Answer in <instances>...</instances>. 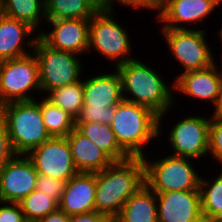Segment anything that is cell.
I'll return each mask as SVG.
<instances>
[{
	"mask_svg": "<svg viewBox=\"0 0 222 222\" xmlns=\"http://www.w3.org/2000/svg\"><path fill=\"white\" fill-rule=\"evenodd\" d=\"M144 59H133L116 67L122 80L123 100L151 109L159 116V139L164 135L162 124L176 105L174 83H166L159 70L147 65ZM165 78V79H164ZM175 105V106H174Z\"/></svg>",
	"mask_w": 222,
	"mask_h": 222,
	"instance_id": "6da1fadb",
	"label": "cell"
},
{
	"mask_svg": "<svg viewBox=\"0 0 222 222\" xmlns=\"http://www.w3.org/2000/svg\"><path fill=\"white\" fill-rule=\"evenodd\" d=\"M95 208L112 220L131 197L145 185V167L142 157L113 162L95 172Z\"/></svg>",
	"mask_w": 222,
	"mask_h": 222,
	"instance_id": "7a4b0ae2",
	"label": "cell"
},
{
	"mask_svg": "<svg viewBox=\"0 0 222 222\" xmlns=\"http://www.w3.org/2000/svg\"><path fill=\"white\" fill-rule=\"evenodd\" d=\"M110 127L117 143L130 157L151 155L147 153L148 146L156 139L160 141L159 116L136 103L122 100L116 106Z\"/></svg>",
	"mask_w": 222,
	"mask_h": 222,
	"instance_id": "3957f363",
	"label": "cell"
},
{
	"mask_svg": "<svg viewBox=\"0 0 222 222\" xmlns=\"http://www.w3.org/2000/svg\"><path fill=\"white\" fill-rule=\"evenodd\" d=\"M11 147L16 155H27L51 137L40 109V100L14 101L0 106Z\"/></svg>",
	"mask_w": 222,
	"mask_h": 222,
	"instance_id": "277c9868",
	"label": "cell"
},
{
	"mask_svg": "<svg viewBox=\"0 0 222 222\" xmlns=\"http://www.w3.org/2000/svg\"><path fill=\"white\" fill-rule=\"evenodd\" d=\"M114 11H97L89 21V52H96L98 55L109 60L111 67L138 58L134 57L130 31L115 15ZM127 30V31H126ZM113 62V63H112Z\"/></svg>",
	"mask_w": 222,
	"mask_h": 222,
	"instance_id": "5b68a950",
	"label": "cell"
},
{
	"mask_svg": "<svg viewBox=\"0 0 222 222\" xmlns=\"http://www.w3.org/2000/svg\"><path fill=\"white\" fill-rule=\"evenodd\" d=\"M164 153L166 156L161 155L163 157L160 156V158L157 156L158 159L154 156L147 157L148 155L142 157L145 184L153 192L199 190L200 178L203 174L196 169L198 167L194 166L193 159Z\"/></svg>",
	"mask_w": 222,
	"mask_h": 222,
	"instance_id": "8992f818",
	"label": "cell"
},
{
	"mask_svg": "<svg viewBox=\"0 0 222 222\" xmlns=\"http://www.w3.org/2000/svg\"><path fill=\"white\" fill-rule=\"evenodd\" d=\"M33 53L39 66L41 94L79 81L85 65L81 56L51 48L40 37L36 39ZM81 57V58H80Z\"/></svg>",
	"mask_w": 222,
	"mask_h": 222,
	"instance_id": "52a82bcc",
	"label": "cell"
},
{
	"mask_svg": "<svg viewBox=\"0 0 222 222\" xmlns=\"http://www.w3.org/2000/svg\"><path fill=\"white\" fill-rule=\"evenodd\" d=\"M163 40L167 44L172 58L176 60L183 74L188 71L206 69L219 60L216 59L211 44L208 42L207 30L198 26L194 29L160 28Z\"/></svg>",
	"mask_w": 222,
	"mask_h": 222,
	"instance_id": "ba28073f",
	"label": "cell"
},
{
	"mask_svg": "<svg viewBox=\"0 0 222 222\" xmlns=\"http://www.w3.org/2000/svg\"><path fill=\"white\" fill-rule=\"evenodd\" d=\"M34 92L42 96L39 66L34 53L3 60L0 67V106L14 101L36 100Z\"/></svg>",
	"mask_w": 222,
	"mask_h": 222,
	"instance_id": "9c48e42d",
	"label": "cell"
},
{
	"mask_svg": "<svg viewBox=\"0 0 222 222\" xmlns=\"http://www.w3.org/2000/svg\"><path fill=\"white\" fill-rule=\"evenodd\" d=\"M210 115L189 114L176 120L167 133L169 154L197 160L208 157ZM171 149V150H170ZM171 151V152H170ZM207 156V157H206Z\"/></svg>",
	"mask_w": 222,
	"mask_h": 222,
	"instance_id": "30bf717a",
	"label": "cell"
},
{
	"mask_svg": "<svg viewBox=\"0 0 222 222\" xmlns=\"http://www.w3.org/2000/svg\"><path fill=\"white\" fill-rule=\"evenodd\" d=\"M220 5L222 0H162L155 17L156 23L161 24L160 28L167 29H194V25L202 27Z\"/></svg>",
	"mask_w": 222,
	"mask_h": 222,
	"instance_id": "8fae6325",
	"label": "cell"
},
{
	"mask_svg": "<svg viewBox=\"0 0 222 222\" xmlns=\"http://www.w3.org/2000/svg\"><path fill=\"white\" fill-rule=\"evenodd\" d=\"M38 174L69 181L76 169L66 137H51L26 155Z\"/></svg>",
	"mask_w": 222,
	"mask_h": 222,
	"instance_id": "7c38bea8",
	"label": "cell"
},
{
	"mask_svg": "<svg viewBox=\"0 0 222 222\" xmlns=\"http://www.w3.org/2000/svg\"><path fill=\"white\" fill-rule=\"evenodd\" d=\"M90 19H46L47 27L39 37L51 48L79 56L88 54ZM85 53V54H84Z\"/></svg>",
	"mask_w": 222,
	"mask_h": 222,
	"instance_id": "4fadbf2b",
	"label": "cell"
},
{
	"mask_svg": "<svg viewBox=\"0 0 222 222\" xmlns=\"http://www.w3.org/2000/svg\"><path fill=\"white\" fill-rule=\"evenodd\" d=\"M37 176L26 155H15L0 168V201L19 203L36 189Z\"/></svg>",
	"mask_w": 222,
	"mask_h": 222,
	"instance_id": "5bb4252c",
	"label": "cell"
},
{
	"mask_svg": "<svg viewBox=\"0 0 222 222\" xmlns=\"http://www.w3.org/2000/svg\"><path fill=\"white\" fill-rule=\"evenodd\" d=\"M155 193L158 222H205L199 190Z\"/></svg>",
	"mask_w": 222,
	"mask_h": 222,
	"instance_id": "9a60e30c",
	"label": "cell"
},
{
	"mask_svg": "<svg viewBox=\"0 0 222 222\" xmlns=\"http://www.w3.org/2000/svg\"><path fill=\"white\" fill-rule=\"evenodd\" d=\"M216 62L212 66L195 71H188L179 76L174 75V104H176L178 98L176 93L186 95L194 101L210 103L212 107L216 101L219 84L222 76V63ZM176 76V78H175ZM212 104V105H211Z\"/></svg>",
	"mask_w": 222,
	"mask_h": 222,
	"instance_id": "2e32d148",
	"label": "cell"
},
{
	"mask_svg": "<svg viewBox=\"0 0 222 222\" xmlns=\"http://www.w3.org/2000/svg\"><path fill=\"white\" fill-rule=\"evenodd\" d=\"M83 78L84 105L88 108L117 106L122 100V80L116 68Z\"/></svg>",
	"mask_w": 222,
	"mask_h": 222,
	"instance_id": "e0dca14e",
	"label": "cell"
},
{
	"mask_svg": "<svg viewBox=\"0 0 222 222\" xmlns=\"http://www.w3.org/2000/svg\"><path fill=\"white\" fill-rule=\"evenodd\" d=\"M38 37L39 34L28 24L3 15L0 18V60L16 59L33 53Z\"/></svg>",
	"mask_w": 222,
	"mask_h": 222,
	"instance_id": "ac0fdd59",
	"label": "cell"
},
{
	"mask_svg": "<svg viewBox=\"0 0 222 222\" xmlns=\"http://www.w3.org/2000/svg\"><path fill=\"white\" fill-rule=\"evenodd\" d=\"M96 179L93 172H78L67 181L59 209L68 216L96 211Z\"/></svg>",
	"mask_w": 222,
	"mask_h": 222,
	"instance_id": "d6986e66",
	"label": "cell"
},
{
	"mask_svg": "<svg viewBox=\"0 0 222 222\" xmlns=\"http://www.w3.org/2000/svg\"><path fill=\"white\" fill-rule=\"evenodd\" d=\"M66 138L74 165L79 172L95 173L102 171L114 162L101 148L76 128Z\"/></svg>",
	"mask_w": 222,
	"mask_h": 222,
	"instance_id": "ffe728a7",
	"label": "cell"
},
{
	"mask_svg": "<svg viewBox=\"0 0 222 222\" xmlns=\"http://www.w3.org/2000/svg\"><path fill=\"white\" fill-rule=\"evenodd\" d=\"M113 222H158L156 193L146 184L126 201Z\"/></svg>",
	"mask_w": 222,
	"mask_h": 222,
	"instance_id": "44dd1931",
	"label": "cell"
},
{
	"mask_svg": "<svg viewBox=\"0 0 222 222\" xmlns=\"http://www.w3.org/2000/svg\"><path fill=\"white\" fill-rule=\"evenodd\" d=\"M216 172V176L212 172V178L206 175L200 178V201L205 222L222 220V167Z\"/></svg>",
	"mask_w": 222,
	"mask_h": 222,
	"instance_id": "7402d4cb",
	"label": "cell"
},
{
	"mask_svg": "<svg viewBox=\"0 0 222 222\" xmlns=\"http://www.w3.org/2000/svg\"><path fill=\"white\" fill-rule=\"evenodd\" d=\"M2 3L5 16L28 24L38 34L44 30L45 0H2Z\"/></svg>",
	"mask_w": 222,
	"mask_h": 222,
	"instance_id": "603a6c76",
	"label": "cell"
},
{
	"mask_svg": "<svg viewBox=\"0 0 222 222\" xmlns=\"http://www.w3.org/2000/svg\"><path fill=\"white\" fill-rule=\"evenodd\" d=\"M75 128L101 148L114 162L130 158L117 143L110 125L97 122H84L76 123Z\"/></svg>",
	"mask_w": 222,
	"mask_h": 222,
	"instance_id": "cb8c5ba5",
	"label": "cell"
},
{
	"mask_svg": "<svg viewBox=\"0 0 222 222\" xmlns=\"http://www.w3.org/2000/svg\"><path fill=\"white\" fill-rule=\"evenodd\" d=\"M42 97V98H41ZM40 109L46 130L50 137H67L76 127V118L41 96Z\"/></svg>",
	"mask_w": 222,
	"mask_h": 222,
	"instance_id": "d4e9b609",
	"label": "cell"
},
{
	"mask_svg": "<svg viewBox=\"0 0 222 222\" xmlns=\"http://www.w3.org/2000/svg\"><path fill=\"white\" fill-rule=\"evenodd\" d=\"M46 19H90L97 11L86 0H45Z\"/></svg>",
	"mask_w": 222,
	"mask_h": 222,
	"instance_id": "484cf974",
	"label": "cell"
},
{
	"mask_svg": "<svg viewBox=\"0 0 222 222\" xmlns=\"http://www.w3.org/2000/svg\"><path fill=\"white\" fill-rule=\"evenodd\" d=\"M45 97L76 118L84 105L83 78L75 83L49 91Z\"/></svg>",
	"mask_w": 222,
	"mask_h": 222,
	"instance_id": "4316f807",
	"label": "cell"
},
{
	"mask_svg": "<svg viewBox=\"0 0 222 222\" xmlns=\"http://www.w3.org/2000/svg\"><path fill=\"white\" fill-rule=\"evenodd\" d=\"M19 205L27 222H36L59 208L54 199L37 189L21 200Z\"/></svg>",
	"mask_w": 222,
	"mask_h": 222,
	"instance_id": "83f0119b",
	"label": "cell"
},
{
	"mask_svg": "<svg viewBox=\"0 0 222 222\" xmlns=\"http://www.w3.org/2000/svg\"><path fill=\"white\" fill-rule=\"evenodd\" d=\"M210 155V156H209ZM208 157L222 167V118H211L209 128Z\"/></svg>",
	"mask_w": 222,
	"mask_h": 222,
	"instance_id": "f1b7e54d",
	"label": "cell"
},
{
	"mask_svg": "<svg viewBox=\"0 0 222 222\" xmlns=\"http://www.w3.org/2000/svg\"><path fill=\"white\" fill-rule=\"evenodd\" d=\"M116 106L104 108H88L83 105L79 115L76 117V123L97 122L110 125L113 120Z\"/></svg>",
	"mask_w": 222,
	"mask_h": 222,
	"instance_id": "f546056e",
	"label": "cell"
},
{
	"mask_svg": "<svg viewBox=\"0 0 222 222\" xmlns=\"http://www.w3.org/2000/svg\"><path fill=\"white\" fill-rule=\"evenodd\" d=\"M67 181L49 176L38 174L36 180V189L44 192L47 196L54 199L58 204L61 201Z\"/></svg>",
	"mask_w": 222,
	"mask_h": 222,
	"instance_id": "4dcf8cb0",
	"label": "cell"
},
{
	"mask_svg": "<svg viewBox=\"0 0 222 222\" xmlns=\"http://www.w3.org/2000/svg\"><path fill=\"white\" fill-rule=\"evenodd\" d=\"M120 4L122 7L131 8L132 10H149L156 13L158 11L159 3L156 0H107V10L108 11H116L115 5Z\"/></svg>",
	"mask_w": 222,
	"mask_h": 222,
	"instance_id": "1f68e13d",
	"label": "cell"
},
{
	"mask_svg": "<svg viewBox=\"0 0 222 222\" xmlns=\"http://www.w3.org/2000/svg\"><path fill=\"white\" fill-rule=\"evenodd\" d=\"M15 155L16 154L10 144L4 119L0 114V168L10 161Z\"/></svg>",
	"mask_w": 222,
	"mask_h": 222,
	"instance_id": "d6a6232c",
	"label": "cell"
},
{
	"mask_svg": "<svg viewBox=\"0 0 222 222\" xmlns=\"http://www.w3.org/2000/svg\"><path fill=\"white\" fill-rule=\"evenodd\" d=\"M0 222H27L19 203L0 201Z\"/></svg>",
	"mask_w": 222,
	"mask_h": 222,
	"instance_id": "836d02e7",
	"label": "cell"
},
{
	"mask_svg": "<svg viewBox=\"0 0 222 222\" xmlns=\"http://www.w3.org/2000/svg\"><path fill=\"white\" fill-rule=\"evenodd\" d=\"M69 222H113L106 214L97 211L70 216Z\"/></svg>",
	"mask_w": 222,
	"mask_h": 222,
	"instance_id": "e575fe53",
	"label": "cell"
},
{
	"mask_svg": "<svg viewBox=\"0 0 222 222\" xmlns=\"http://www.w3.org/2000/svg\"><path fill=\"white\" fill-rule=\"evenodd\" d=\"M69 219L70 216L58 208L56 211L47 214L36 222H69Z\"/></svg>",
	"mask_w": 222,
	"mask_h": 222,
	"instance_id": "d590c367",
	"label": "cell"
},
{
	"mask_svg": "<svg viewBox=\"0 0 222 222\" xmlns=\"http://www.w3.org/2000/svg\"><path fill=\"white\" fill-rule=\"evenodd\" d=\"M213 114L210 113V118H222V76L219 84V91L214 105Z\"/></svg>",
	"mask_w": 222,
	"mask_h": 222,
	"instance_id": "8d00e7d4",
	"label": "cell"
},
{
	"mask_svg": "<svg viewBox=\"0 0 222 222\" xmlns=\"http://www.w3.org/2000/svg\"><path fill=\"white\" fill-rule=\"evenodd\" d=\"M96 11L107 10V0H86Z\"/></svg>",
	"mask_w": 222,
	"mask_h": 222,
	"instance_id": "74e56055",
	"label": "cell"
},
{
	"mask_svg": "<svg viewBox=\"0 0 222 222\" xmlns=\"http://www.w3.org/2000/svg\"><path fill=\"white\" fill-rule=\"evenodd\" d=\"M222 19V18H221ZM221 28H219L218 29V31H217V34H216V36L215 37H217L218 36V40H220L219 42L220 43H222V23H221V26H220ZM220 45H222V44H220ZM219 57H221V62H222V55L221 56H219Z\"/></svg>",
	"mask_w": 222,
	"mask_h": 222,
	"instance_id": "f35d334b",
	"label": "cell"
},
{
	"mask_svg": "<svg viewBox=\"0 0 222 222\" xmlns=\"http://www.w3.org/2000/svg\"><path fill=\"white\" fill-rule=\"evenodd\" d=\"M3 3L2 0H0V18L3 16Z\"/></svg>",
	"mask_w": 222,
	"mask_h": 222,
	"instance_id": "ab89813d",
	"label": "cell"
}]
</instances>
